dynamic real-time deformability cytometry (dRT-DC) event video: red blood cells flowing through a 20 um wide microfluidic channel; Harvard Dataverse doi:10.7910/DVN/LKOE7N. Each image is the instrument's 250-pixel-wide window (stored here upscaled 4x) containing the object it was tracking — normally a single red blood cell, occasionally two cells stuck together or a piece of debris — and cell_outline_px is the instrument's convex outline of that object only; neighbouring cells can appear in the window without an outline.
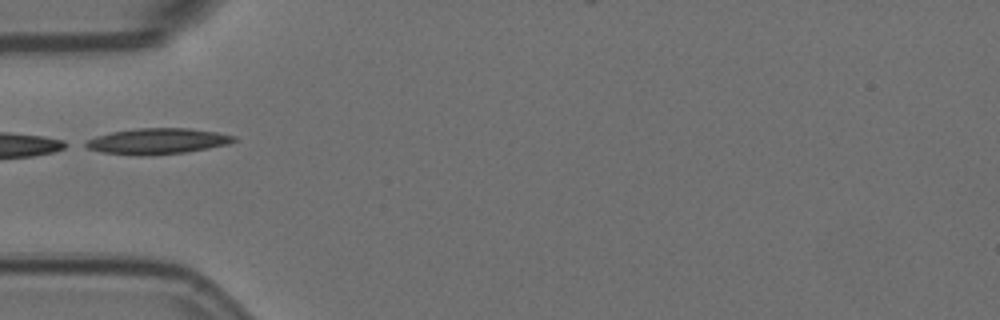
{"species": "Egyptian fruit bat (a non-hibernating species)", "species_latin": "Rousettus aegyptiacus", "temperature_condition": "room temperature", "stored_images_in_passage": 6, "camera_frame_rate_fps": 3000, "um_per_image_px": 0.085, "animal": {"sex": "female"}, "frame": {"image": 1, "passage_image": 2, "time_ms": 0.333, "image_size_px": [1000, 320], "cell_outline_px": [[236, 140], [228, 144], [208, 148], [184, 152], [140, 156], [104, 152], [88, 148], [80, 144], [96, 136], [112, 132], [136, 128], [188, 128], [216, 132], [236, 136]], "centroid_in_image_um": [13.36, 11.99], "position_along_channel_um": 71.6, "area_um2": 22.14}}
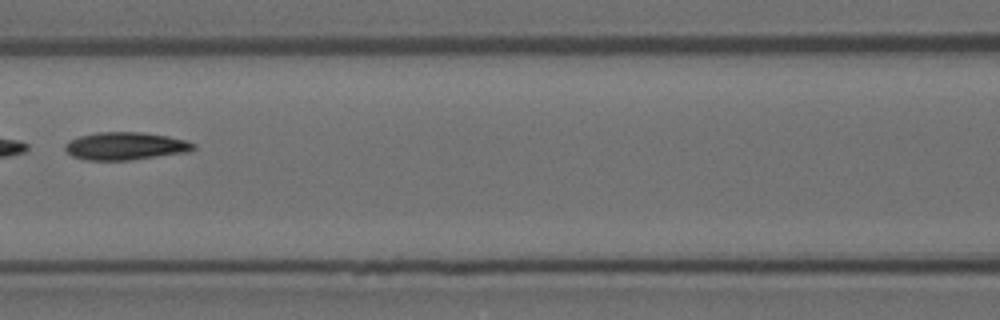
{"frame": {"image": 2, "passage_image": 4, "time_ms": 1.0, "image_size_px": [1000, 320], "cell_outline_px": [[196, 148], [188, 152], [128, 160], [84, 160], [72, 156], [64, 148], [64, 144], [80, 136], [96, 132], [140, 132], [168, 136], [184, 140], [196, 144]], "centroid_in_image_um": [10.66, 12.41], "position_along_channel_um": 155.9, "area_um2": 20.63}}
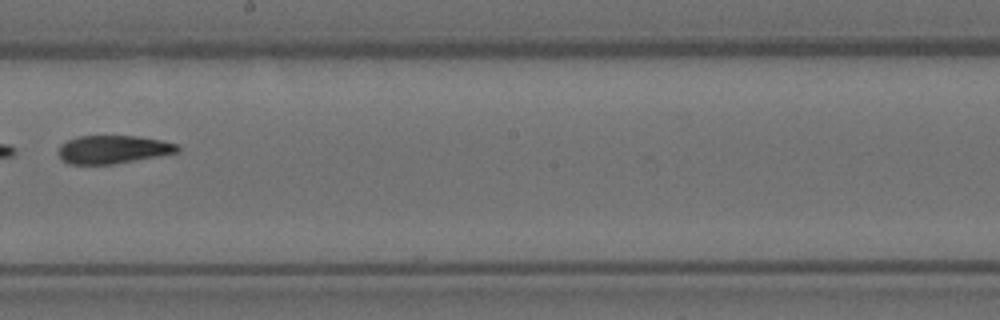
{"frame": {"image": 3, "passage_image": 6, "time_ms": 1.667, "image_size_px": [1000, 320], "cell_outline_px": [[180, 152], [112, 164], [68, 164], [60, 160], [60, 144], [68, 140], [80, 136], [136, 136], [160, 140], [176, 144], [180, 148]], "centroid_in_image_um": [9.6, 12.7], "position_along_channel_um": 238.6, "area_um2": 19.36}}